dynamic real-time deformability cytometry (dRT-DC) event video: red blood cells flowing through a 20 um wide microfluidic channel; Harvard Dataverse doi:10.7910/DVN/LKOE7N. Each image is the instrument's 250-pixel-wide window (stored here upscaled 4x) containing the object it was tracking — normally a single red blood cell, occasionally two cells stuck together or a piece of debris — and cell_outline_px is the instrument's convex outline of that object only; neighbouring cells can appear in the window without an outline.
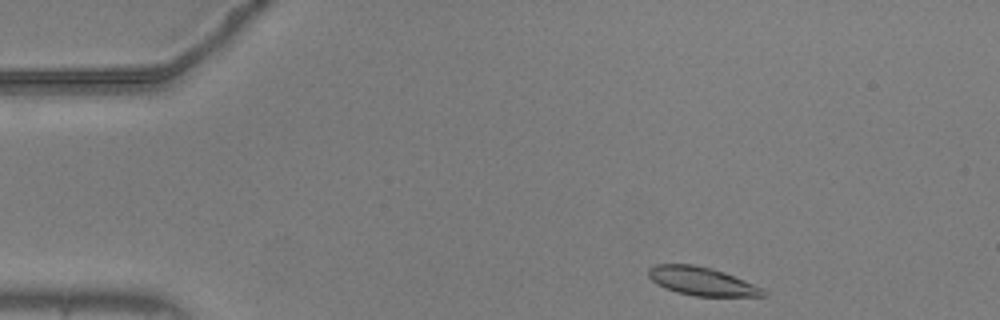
{"species": "common noctule bat (a hibernating species)", "species_latin": "Nyctalus noctula", "temperature_condition": "warm", "stored_images_in_passage": 48, "camera_frame_rate_fps": 3000, "um_per_image_px": 0.085, "animal": {"sex": "male", "body_mass_g": 20.5, "forearm_length_mm": 52.5}, "frame": {"image": 1, "passage_image": 1, "time_ms": 0.0, "image_size_px": [1000, 320], "cell_outline_px": [[768, 296], [696, 296], [676, 292], [664, 288], [656, 284], [648, 276], [648, 268], [656, 264], [692, 264], [712, 268], [724, 272], [764, 288], [768, 292]], "centroid_in_image_um": [59.66, 23.91], "position_along_channel_um": 25.3, "area_um2": 19.13}}
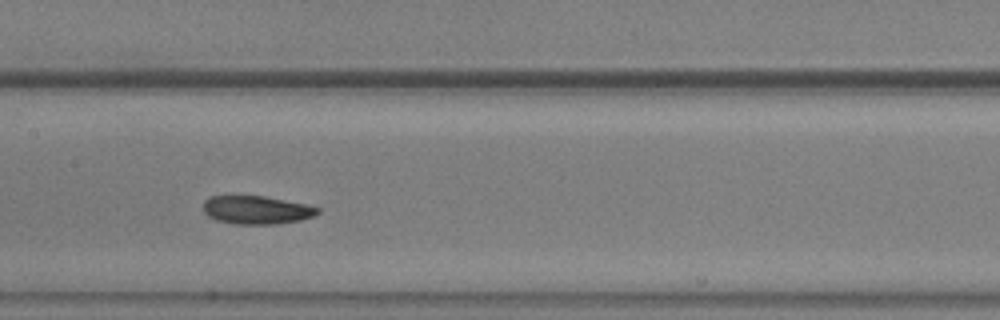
{"frame": {"image": 2, "passage_image": 20, "time_ms": 6.333, "image_size_px": [1000, 320], "cell_outline_px": [[320, 212], [312, 216], [300, 220], [276, 224], [236, 224], [216, 220], [208, 216], [204, 212], [204, 200], [212, 196], [264, 196], [304, 204], [320, 208]], "centroid_in_image_um": [21.79, 17.85], "position_along_channel_um": 185.6, "area_um2": 18.67}}
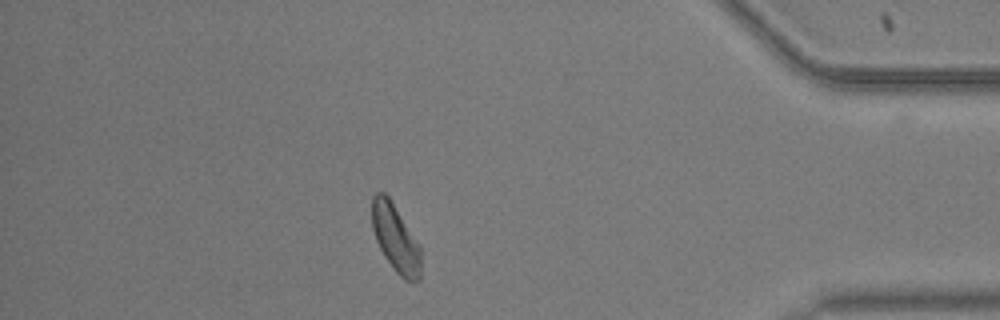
{"frame": {"image": 3, "passage_image": 41, "time_ms": 13.333, "image_size_px": [1000, 320], "cell_outline_px": [[420, 280], [416, 284], [412, 284], [404, 280], [396, 272], [384, 256], [376, 240], [372, 228], [372, 196], [376, 192], [384, 192], [388, 196], [420, 244]], "centroid_in_image_um": [33.63, 20.29], "position_along_channel_um": 401.6, "area_um2": 19.42}, "authors_computed_cell_mechanics": {"area_um2": 19.4786, "velocity_mm_per_s": 3.652, "shape_relaxation_time_tau1_ms": 4.1217, "shape_relaxation_time_tau2_ms": 3.1924, "deformation_change_tau1": 0.1009, "deformation_change_tau2": 0.0793}}